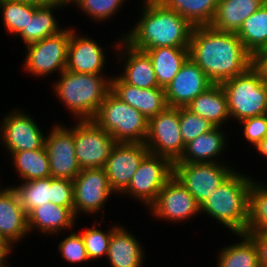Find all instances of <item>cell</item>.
<instances>
[{"label": "cell", "instance_id": "31", "mask_svg": "<svg viewBox=\"0 0 267 267\" xmlns=\"http://www.w3.org/2000/svg\"><path fill=\"white\" fill-rule=\"evenodd\" d=\"M236 34L254 58L267 48V1L243 22Z\"/></svg>", "mask_w": 267, "mask_h": 267}, {"label": "cell", "instance_id": "35", "mask_svg": "<svg viewBox=\"0 0 267 267\" xmlns=\"http://www.w3.org/2000/svg\"><path fill=\"white\" fill-rule=\"evenodd\" d=\"M21 205L28 215L33 209L51 200V176L47 178L21 181L13 186Z\"/></svg>", "mask_w": 267, "mask_h": 267}, {"label": "cell", "instance_id": "18", "mask_svg": "<svg viewBox=\"0 0 267 267\" xmlns=\"http://www.w3.org/2000/svg\"><path fill=\"white\" fill-rule=\"evenodd\" d=\"M212 85L202 69L188 58L164 89L167 105L173 108L187 107L193 99Z\"/></svg>", "mask_w": 267, "mask_h": 267}, {"label": "cell", "instance_id": "1", "mask_svg": "<svg viewBox=\"0 0 267 267\" xmlns=\"http://www.w3.org/2000/svg\"><path fill=\"white\" fill-rule=\"evenodd\" d=\"M189 58L213 84L243 74L255 61L236 33L217 31L210 25L193 28Z\"/></svg>", "mask_w": 267, "mask_h": 267}, {"label": "cell", "instance_id": "7", "mask_svg": "<svg viewBox=\"0 0 267 267\" xmlns=\"http://www.w3.org/2000/svg\"><path fill=\"white\" fill-rule=\"evenodd\" d=\"M73 26H66L56 35L24 46L26 56L22 71L33 78H44L51 74L52 78L55 72L60 75L66 69L70 34L75 29Z\"/></svg>", "mask_w": 267, "mask_h": 267}, {"label": "cell", "instance_id": "24", "mask_svg": "<svg viewBox=\"0 0 267 267\" xmlns=\"http://www.w3.org/2000/svg\"><path fill=\"white\" fill-rule=\"evenodd\" d=\"M121 223L112 231L106 260L109 267H144L146 247Z\"/></svg>", "mask_w": 267, "mask_h": 267}, {"label": "cell", "instance_id": "38", "mask_svg": "<svg viewBox=\"0 0 267 267\" xmlns=\"http://www.w3.org/2000/svg\"><path fill=\"white\" fill-rule=\"evenodd\" d=\"M68 233H66V237L64 236V239L62 238L58 243V252H60L58 254H60L64 261L73 265H77L78 263L82 265L86 262L90 263L81 234L75 232V229Z\"/></svg>", "mask_w": 267, "mask_h": 267}, {"label": "cell", "instance_id": "12", "mask_svg": "<svg viewBox=\"0 0 267 267\" xmlns=\"http://www.w3.org/2000/svg\"><path fill=\"white\" fill-rule=\"evenodd\" d=\"M71 121L74 122L75 156L80 168H104L117 143L115 139L93 120Z\"/></svg>", "mask_w": 267, "mask_h": 267}, {"label": "cell", "instance_id": "10", "mask_svg": "<svg viewBox=\"0 0 267 267\" xmlns=\"http://www.w3.org/2000/svg\"><path fill=\"white\" fill-rule=\"evenodd\" d=\"M31 113L15 107L0 119V145L5 155L18 151L38 150L44 146L45 133Z\"/></svg>", "mask_w": 267, "mask_h": 267}, {"label": "cell", "instance_id": "34", "mask_svg": "<svg viewBox=\"0 0 267 267\" xmlns=\"http://www.w3.org/2000/svg\"><path fill=\"white\" fill-rule=\"evenodd\" d=\"M246 232H267V184L256 177L249 191V219Z\"/></svg>", "mask_w": 267, "mask_h": 267}, {"label": "cell", "instance_id": "42", "mask_svg": "<svg viewBox=\"0 0 267 267\" xmlns=\"http://www.w3.org/2000/svg\"><path fill=\"white\" fill-rule=\"evenodd\" d=\"M257 247L260 267H267V232H246Z\"/></svg>", "mask_w": 267, "mask_h": 267}, {"label": "cell", "instance_id": "22", "mask_svg": "<svg viewBox=\"0 0 267 267\" xmlns=\"http://www.w3.org/2000/svg\"><path fill=\"white\" fill-rule=\"evenodd\" d=\"M27 217L30 235L34 234L33 231L36 230L38 234L41 233L45 236L61 237L64 236L63 233L74 230L77 220H79L70 208L51 202L33 209Z\"/></svg>", "mask_w": 267, "mask_h": 267}, {"label": "cell", "instance_id": "26", "mask_svg": "<svg viewBox=\"0 0 267 267\" xmlns=\"http://www.w3.org/2000/svg\"><path fill=\"white\" fill-rule=\"evenodd\" d=\"M266 0H219L210 26L217 31L237 33L243 22Z\"/></svg>", "mask_w": 267, "mask_h": 267}, {"label": "cell", "instance_id": "25", "mask_svg": "<svg viewBox=\"0 0 267 267\" xmlns=\"http://www.w3.org/2000/svg\"><path fill=\"white\" fill-rule=\"evenodd\" d=\"M193 113L209 121L215 127H225L231 118L227 97L220 84H213L204 93L198 95L187 106Z\"/></svg>", "mask_w": 267, "mask_h": 267}, {"label": "cell", "instance_id": "44", "mask_svg": "<svg viewBox=\"0 0 267 267\" xmlns=\"http://www.w3.org/2000/svg\"><path fill=\"white\" fill-rule=\"evenodd\" d=\"M254 64L261 70L264 77L267 78V49H264L254 61Z\"/></svg>", "mask_w": 267, "mask_h": 267}, {"label": "cell", "instance_id": "43", "mask_svg": "<svg viewBox=\"0 0 267 267\" xmlns=\"http://www.w3.org/2000/svg\"><path fill=\"white\" fill-rule=\"evenodd\" d=\"M13 248L8 244L0 245V267H12L9 265V257L13 253Z\"/></svg>", "mask_w": 267, "mask_h": 267}, {"label": "cell", "instance_id": "20", "mask_svg": "<svg viewBox=\"0 0 267 267\" xmlns=\"http://www.w3.org/2000/svg\"><path fill=\"white\" fill-rule=\"evenodd\" d=\"M112 54L117 57L119 65L124 64L122 72L117 75L125 83L141 89L159 87L151 59L145 52L132 48L121 39Z\"/></svg>", "mask_w": 267, "mask_h": 267}, {"label": "cell", "instance_id": "15", "mask_svg": "<svg viewBox=\"0 0 267 267\" xmlns=\"http://www.w3.org/2000/svg\"><path fill=\"white\" fill-rule=\"evenodd\" d=\"M73 126L62 123L52 124L44 140L51 177L56 179L74 180L81 171L75 156L74 123Z\"/></svg>", "mask_w": 267, "mask_h": 267}, {"label": "cell", "instance_id": "14", "mask_svg": "<svg viewBox=\"0 0 267 267\" xmlns=\"http://www.w3.org/2000/svg\"><path fill=\"white\" fill-rule=\"evenodd\" d=\"M146 210L159 222L184 224L201 216L200 206L191 193L173 175L158 193L155 202ZM184 222V223H182Z\"/></svg>", "mask_w": 267, "mask_h": 267}, {"label": "cell", "instance_id": "40", "mask_svg": "<svg viewBox=\"0 0 267 267\" xmlns=\"http://www.w3.org/2000/svg\"><path fill=\"white\" fill-rule=\"evenodd\" d=\"M242 126V138L246 141V145H250L254 149L259 142L267 135V114L247 118L237 123Z\"/></svg>", "mask_w": 267, "mask_h": 267}, {"label": "cell", "instance_id": "6", "mask_svg": "<svg viewBox=\"0 0 267 267\" xmlns=\"http://www.w3.org/2000/svg\"><path fill=\"white\" fill-rule=\"evenodd\" d=\"M92 120L117 143H144L148 134V120L111 90Z\"/></svg>", "mask_w": 267, "mask_h": 267}, {"label": "cell", "instance_id": "21", "mask_svg": "<svg viewBox=\"0 0 267 267\" xmlns=\"http://www.w3.org/2000/svg\"><path fill=\"white\" fill-rule=\"evenodd\" d=\"M111 91L122 101L138 110L147 120L163 112L167 107L164 88L141 89L125 83L118 75H112Z\"/></svg>", "mask_w": 267, "mask_h": 267}, {"label": "cell", "instance_id": "47", "mask_svg": "<svg viewBox=\"0 0 267 267\" xmlns=\"http://www.w3.org/2000/svg\"><path fill=\"white\" fill-rule=\"evenodd\" d=\"M16 1H22L26 3H31L39 6V0H16Z\"/></svg>", "mask_w": 267, "mask_h": 267}, {"label": "cell", "instance_id": "5", "mask_svg": "<svg viewBox=\"0 0 267 267\" xmlns=\"http://www.w3.org/2000/svg\"><path fill=\"white\" fill-rule=\"evenodd\" d=\"M220 85L227 97L231 123L267 114V82L255 64Z\"/></svg>", "mask_w": 267, "mask_h": 267}, {"label": "cell", "instance_id": "4", "mask_svg": "<svg viewBox=\"0 0 267 267\" xmlns=\"http://www.w3.org/2000/svg\"><path fill=\"white\" fill-rule=\"evenodd\" d=\"M57 77L52 83V93L73 120H92L111 90V75L82 74L65 69Z\"/></svg>", "mask_w": 267, "mask_h": 267}, {"label": "cell", "instance_id": "9", "mask_svg": "<svg viewBox=\"0 0 267 267\" xmlns=\"http://www.w3.org/2000/svg\"><path fill=\"white\" fill-rule=\"evenodd\" d=\"M73 196V212L77 219L83 217L81 214L93 217L101 211L103 219L106 203L117 195L110 187L104 168H87L81 169L73 180Z\"/></svg>", "mask_w": 267, "mask_h": 267}, {"label": "cell", "instance_id": "17", "mask_svg": "<svg viewBox=\"0 0 267 267\" xmlns=\"http://www.w3.org/2000/svg\"><path fill=\"white\" fill-rule=\"evenodd\" d=\"M149 153L145 143H116L104 166L111 189L118 197L128 187L142 159Z\"/></svg>", "mask_w": 267, "mask_h": 267}, {"label": "cell", "instance_id": "30", "mask_svg": "<svg viewBox=\"0 0 267 267\" xmlns=\"http://www.w3.org/2000/svg\"><path fill=\"white\" fill-rule=\"evenodd\" d=\"M12 168L21 181L51 176L49 158L45 147L38 150L18 151L8 155Z\"/></svg>", "mask_w": 267, "mask_h": 267}, {"label": "cell", "instance_id": "28", "mask_svg": "<svg viewBox=\"0 0 267 267\" xmlns=\"http://www.w3.org/2000/svg\"><path fill=\"white\" fill-rule=\"evenodd\" d=\"M144 52L151 59L159 87L164 89L189 58V47H159Z\"/></svg>", "mask_w": 267, "mask_h": 267}, {"label": "cell", "instance_id": "33", "mask_svg": "<svg viewBox=\"0 0 267 267\" xmlns=\"http://www.w3.org/2000/svg\"><path fill=\"white\" fill-rule=\"evenodd\" d=\"M37 7L22 1L0 0L1 21L8 35L16 36L21 30H27L29 17L33 16Z\"/></svg>", "mask_w": 267, "mask_h": 267}, {"label": "cell", "instance_id": "27", "mask_svg": "<svg viewBox=\"0 0 267 267\" xmlns=\"http://www.w3.org/2000/svg\"><path fill=\"white\" fill-rule=\"evenodd\" d=\"M63 8L59 5L38 6L33 16L29 17L27 30H21L15 37L18 36L19 40H21L20 42L26 46L60 33L66 27L60 24L61 21L57 18L58 14L55 15L54 13L56 10L58 12L59 9L63 11Z\"/></svg>", "mask_w": 267, "mask_h": 267}, {"label": "cell", "instance_id": "11", "mask_svg": "<svg viewBox=\"0 0 267 267\" xmlns=\"http://www.w3.org/2000/svg\"><path fill=\"white\" fill-rule=\"evenodd\" d=\"M235 167V168H234ZM229 163H173V175L200 206L236 169Z\"/></svg>", "mask_w": 267, "mask_h": 267}, {"label": "cell", "instance_id": "23", "mask_svg": "<svg viewBox=\"0 0 267 267\" xmlns=\"http://www.w3.org/2000/svg\"><path fill=\"white\" fill-rule=\"evenodd\" d=\"M224 130L222 127H214L199 135L185 145L182 156L174 163H229L226 158L225 160L222 158L226 155L224 152L227 151L230 142L228 139L230 135L227 136L228 133Z\"/></svg>", "mask_w": 267, "mask_h": 267}, {"label": "cell", "instance_id": "29", "mask_svg": "<svg viewBox=\"0 0 267 267\" xmlns=\"http://www.w3.org/2000/svg\"><path fill=\"white\" fill-rule=\"evenodd\" d=\"M239 241L222 246L216 255L217 267H260L257 247L246 233L233 234Z\"/></svg>", "mask_w": 267, "mask_h": 267}, {"label": "cell", "instance_id": "39", "mask_svg": "<svg viewBox=\"0 0 267 267\" xmlns=\"http://www.w3.org/2000/svg\"><path fill=\"white\" fill-rule=\"evenodd\" d=\"M179 123L184 145L215 127L209 121L193 113L187 107L179 108Z\"/></svg>", "mask_w": 267, "mask_h": 267}, {"label": "cell", "instance_id": "8", "mask_svg": "<svg viewBox=\"0 0 267 267\" xmlns=\"http://www.w3.org/2000/svg\"><path fill=\"white\" fill-rule=\"evenodd\" d=\"M172 176L173 163L168 158L148 153L139 164L128 187L120 194V198L124 195L133 198L148 209Z\"/></svg>", "mask_w": 267, "mask_h": 267}, {"label": "cell", "instance_id": "41", "mask_svg": "<svg viewBox=\"0 0 267 267\" xmlns=\"http://www.w3.org/2000/svg\"><path fill=\"white\" fill-rule=\"evenodd\" d=\"M51 203L68 207L73 211V181L51 177Z\"/></svg>", "mask_w": 267, "mask_h": 267}, {"label": "cell", "instance_id": "3", "mask_svg": "<svg viewBox=\"0 0 267 267\" xmlns=\"http://www.w3.org/2000/svg\"><path fill=\"white\" fill-rule=\"evenodd\" d=\"M237 169L200 205V214L222 225L231 234L246 233L249 191L254 177Z\"/></svg>", "mask_w": 267, "mask_h": 267}, {"label": "cell", "instance_id": "16", "mask_svg": "<svg viewBox=\"0 0 267 267\" xmlns=\"http://www.w3.org/2000/svg\"><path fill=\"white\" fill-rule=\"evenodd\" d=\"M81 33L80 31L79 34L75 28L70 34L66 70L82 74L108 75V72H105L108 60L106 52L109 47L115 51L122 37H116L106 48L97 43L98 40H94V37Z\"/></svg>", "mask_w": 267, "mask_h": 267}, {"label": "cell", "instance_id": "19", "mask_svg": "<svg viewBox=\"0 0 267 267\" xmlns=\"http://www.w3.org/2000/svg\"><path fill=\"white\" fill-rule=\"evenodd\" d=\"M29 234L28 217L13 185L0 186V240L16 248Z\"/></svg>", "mask_w": 267, "mask_h": 267}, {"label": "cell", "instance_id": "45", "mask_svg": "<svg viewBox=\"0 0 267 267\" xmlns=\"http://www.w3.org/2000/svg\"><path fill=\"white\" fill-rule=\"evenodd\" d=\"M73 0H39V6L42 5H59L64 8L70 7L72 5Z\"/></svg>", "mask_w": 267, "mask_h": 267}, {"label": "cell", "instance_id": "32", "mask_svg": "<svg viewBox=\"0 0 267 267\" xmlns=\"http://www.w3.org/2000/svg\"><path fill=\"white\" fill-rule=\"evenodd\" d=\"M177 12L193 27L209 26L216 14L219 0H159Z\"/></svg>", "mask_w": 267, "mask_h": 267}, {"label": "cell", "instance_id": "36", "mask_svg": "<svg viewBox=\"0 0 267 267\" xmlns=\"http://www.w3.org/2000/svg\"><path fill=\"white\" fill-rule=\"evenodd\" d=\"M93 221V224H91L92 226L89 228L86 227L84 230L81 229L79 233L83 238L88 258L90 262L94 263V261L98 259L102 261V257L104 259L106 258L111 233L119 224H117V222L116 224L111 223V226L107 227V230H103L99 227V225H102L103 219L100 221Z\"/></svg>", "mask_w": 267, "mask_h": 267}, {"label": "cell", "instance_id": "2", "mask_svg": "<svg viewBox=\"0 0 267 267\" xmlns=\"http://www.w3.org/2000/svg\"><path fill=\"white\" fill-rule=\"evenodd\" d=\"M135 26L119 36L132 48L189 47L193 26L159 0H142Z\"/></svg>", "mask_w": 267, "mask_h": 267}, {"label": "cell", "instance_id": "37", "mask_svg": "<svg viewBox=\"0 0 267 267\" xmlns=\"http://www.w3.org/2000/svg\"><path fill=\"white\" fill-rule=\"evenodd\" d=\"M124 3H127L126 0H73L71 6L78 8L82 15L94 20V23L101 24L112 20Z\"/></svg>", "mask_w": 267, "mask_h": 267}, {"label": "cell", "instance_id": "13", "mask_svg": "<svg viewBox=\"0 0 267 267\" xmlns=\"http://www.w3.org/2000/svg\"><path fill=\"white\" fill-rule=\"evenodd\" d=\"M145 145L149 153L168 158L172 163L182 156L185 145L179 123V108L167 107L148 120Z\"/></svg>", "mask_w": 267, "mask_h": 267}, {"label": "cell", "instance_id": "46", "mask_svg": "<svg viewBox=\"0 0 267 267\" xmlns=\"http://www.w3.org/2000/svg\"><path fill=\"white\" fill-rule=\"evenodd\" d=\"M257 154L264 156L267 160V135L259 142V144L254 148Z\"/></svg>", "mask_w": 267, "mask_h": 267}]
</instances>
